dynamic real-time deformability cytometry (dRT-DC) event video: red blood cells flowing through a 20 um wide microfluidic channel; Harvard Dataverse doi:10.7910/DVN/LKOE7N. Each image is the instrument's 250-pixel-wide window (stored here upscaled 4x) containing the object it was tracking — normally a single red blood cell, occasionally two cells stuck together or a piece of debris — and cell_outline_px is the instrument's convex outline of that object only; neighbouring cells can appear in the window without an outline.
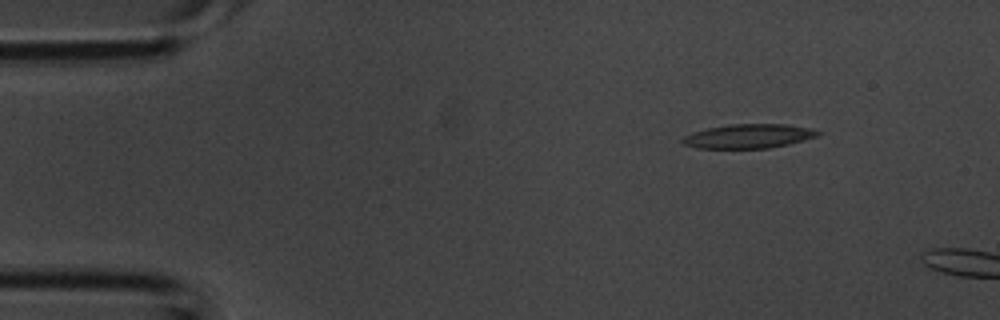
{"species": "common noctule bat (a hibernating species)", "species_latin": "Nyctalus noctula", "temperature_condition": "room temperature", "stored_images_in_passage": 2, "camera_frame_rate_fps": 3000, "um_per_image_px": 0.085, "animal": {"sex": "male", "body_mass_g": 20.1, "forearm_length_mm": 53.5}, "frame": {"image": 1, "passage_image": 1, "time_ms": 0.0, "image_size_px": [1000, 320], "cell_outline_px": [[820, 132], [816, 136], [804, 140], [788, 144], [768, 148], [696, 148], [684, 144], [680, 140], [684, 136], [692, 132], [708, 128], [732, 124], [788, 124], [812, 128]], "centroid_in_image_um": [63.62, 11.57], "position_along_channel_um": 21.4, "area_um2": 18.96}}